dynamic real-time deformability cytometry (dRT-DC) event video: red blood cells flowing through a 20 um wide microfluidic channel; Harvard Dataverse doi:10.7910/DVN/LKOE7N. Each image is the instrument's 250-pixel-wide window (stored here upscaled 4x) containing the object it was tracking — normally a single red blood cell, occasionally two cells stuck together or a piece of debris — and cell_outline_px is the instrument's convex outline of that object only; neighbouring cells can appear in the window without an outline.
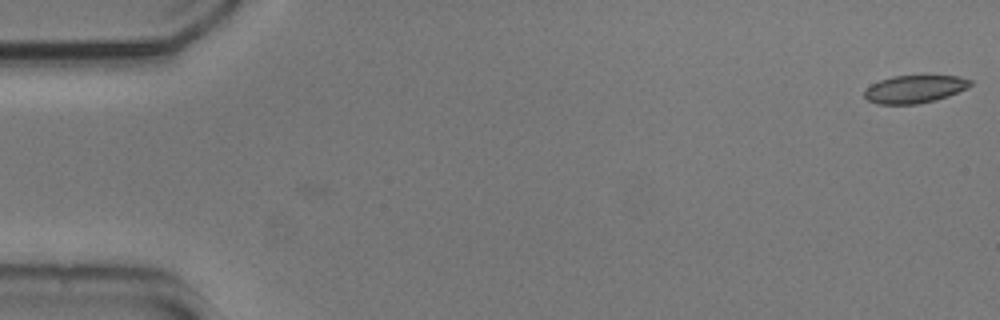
{"species": "common noctule bat (a hibernating species)", "species_latin": "Nyctalus noctula", "temperature_condition": "cold", "stored_images_in_passage": 2, "camera_frame_rate_fps": 3000, "um_per_image_px": 0.085, "animal": {"sex": "male", "body_mass_g": 20.5, "forearm_length_mm": 52.5}, "frame": {"image": 1, "passage_image": 2, "time_ms": 0.333, "image_size_px": [1000, 320], "cell_outline_px": [[972, 84], [968, 88], [948, 96], [936, 100], [916, 104], [876, 104], [868, 100], [864, 96], [864, 92], [872, 84], [880, 80], [892, 76], [960, 76], [972, 80]], "centroid_in_image_um": [77.77, 7.57], "position_along_channel_um": 7.2, "area_um2": 17.11}}